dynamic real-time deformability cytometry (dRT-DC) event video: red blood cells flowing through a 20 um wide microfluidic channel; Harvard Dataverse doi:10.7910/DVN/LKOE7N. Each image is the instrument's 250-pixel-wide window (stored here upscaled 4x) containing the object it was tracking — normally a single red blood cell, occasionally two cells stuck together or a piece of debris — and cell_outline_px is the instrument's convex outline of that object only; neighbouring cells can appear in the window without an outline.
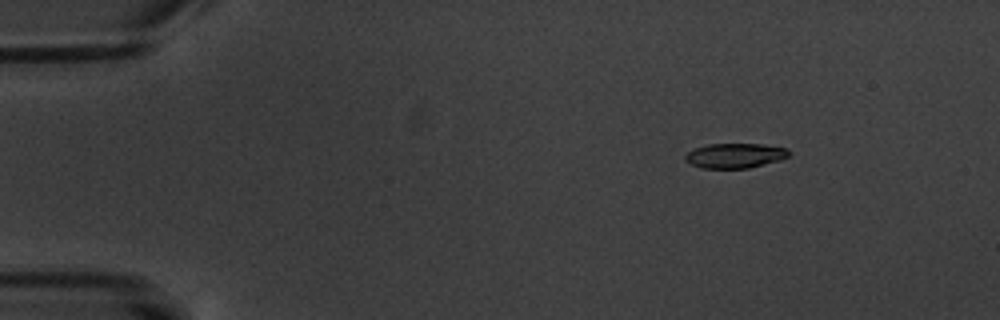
{"species": "common noctule bat (a hibernating species)", "species_latin": "Nyctalus noctula", "temperature_condition": "warm", "stored_images_in_passage": 5, "camera_frame_rate_fps": 3000, "um_per_image_px": 0.085, "animal": {"sex": "male", "body_mass_g": 20.1, "forearm_length_mm": 53.5}, "frame": {"image": 1, "passage_image": 2, "time_ms": 1.333, "image_size_px": [1000, 320], "cell_outline_px": [[792, 152], [788, 156], [780, 160], [748, 168], [700, 168], [684, 160], [684, 156], [688, 152], [696, 148], [708, 144], [764, 144], [784, 148]], "centroid_in_image_um": [62.47, 13.23], "position_along_channel_um": 22.5, "area_um2": 14.91}}
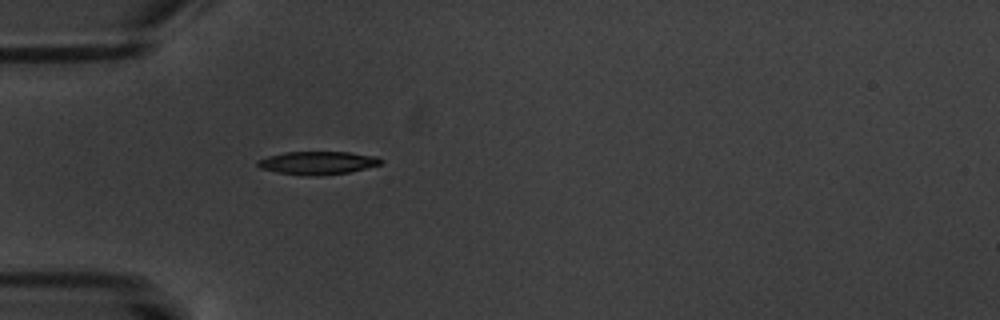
{"frame": {"image": 2, "passage_image": 5, "time_ms": 4.667, "image_size_px": [1000, 320], "cell_outline_px": [[384, 160], [380, 164], [348, 172], [320, 176], [308, 176], [276, 172], [260, 168], [256, 164], [256, 160], [268, 156], [284, 152], [348, 152], [376, 156]], "centroid_in_image_um": [26.96, 13.84], "position_along_channel_um": 58.0, "area_um2": 16.59}}